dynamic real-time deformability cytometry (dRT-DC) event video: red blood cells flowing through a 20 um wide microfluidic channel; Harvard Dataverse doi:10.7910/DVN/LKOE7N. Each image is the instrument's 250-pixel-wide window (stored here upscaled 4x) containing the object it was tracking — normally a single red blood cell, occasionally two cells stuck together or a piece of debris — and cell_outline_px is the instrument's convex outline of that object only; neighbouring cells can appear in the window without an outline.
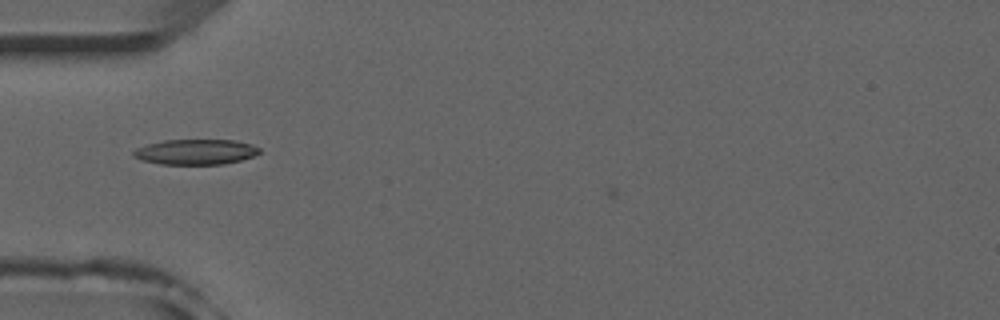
{"species": "common noctule bat (a hibernating species)", "species_latin": "Nyctalus noctula", "temperature_condition": "room temperature", "stored_images_in_passage": 43, "camera_frame_rate_fps": 3000, "um_per_image_px": 0.085, "animal": {"sex": "male", "forearm_length_mm": 52.5}, "frame": {"image": 1, "passage_image": 8, "time_ms": 2.333, "image_size_px": [1000, 320], "cell_outline_px": [[260, 152], [252, 156], [240, 160], [224, 164], [160, 164], [140, 160], [132, 156], [132, 152], [136, 148], [148, 144], [164, 140], [232, 140], [252, 144], [260, 148]], "centroid_in_image_um": [16.6, 12.91], "position_along_channel_um": 68.4, "area_um2": 18.55}}
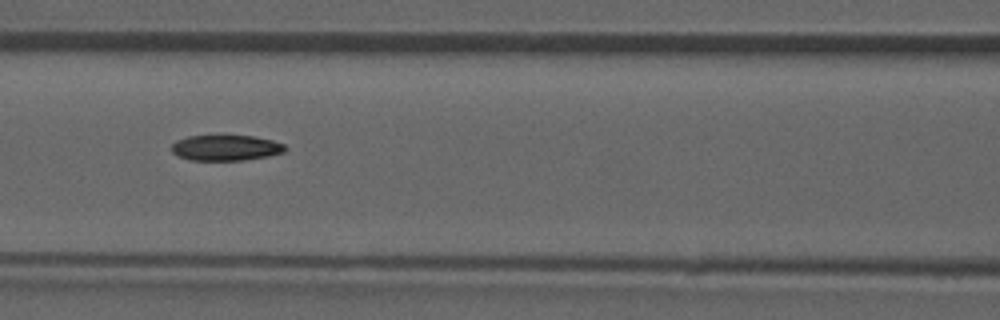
{"frame": {"image": 2, "passage_image": 14, "time_ms": 4.333, "image_size_px": [1000, 320], "cell_outline_px": [[288, 148], [284, 152], [268, 156], [244, 160], [188, 160], [176, 156], [172, 152], [172, 144], [176, 140], [188, 136], [252, 136], [272, 140], [284, 144]], "centroid_in_image_um": [19.18, 12.57], "position_along_channel_um": 147.4, "area_um2": 16.99}}
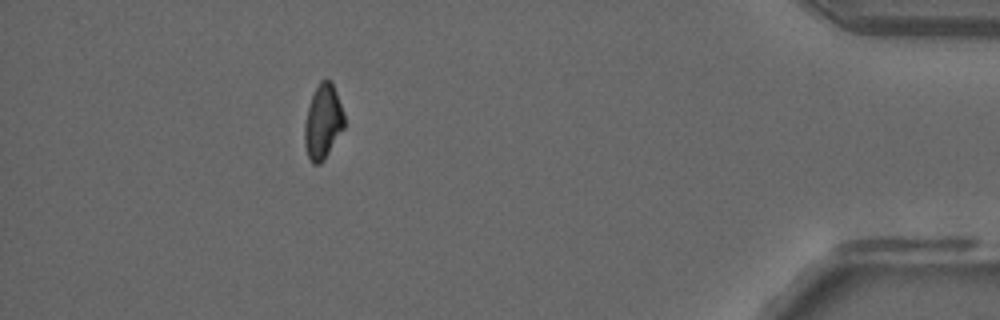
{"frame": {"image": 3, "passage_image": 38, "time_ms": 12.333, "image_size_px": [1000, 320], "cell_outline_px": [[344, 128], [324, 160], [320, 164], [312, 164], [308, 156], [304, 144], [304, 124], [308, 108], [312, 96], [320, 80], [324, 76], [332, 84], [336, 92], [344, 116]], "centroid_in_image_um": [27.44, 10.37], "position_along_channel_um": 407.8, "area_um2": 17.11}, "authors_computed_cell_mechanics": {"area_um2": 17.629, "velocity_mm_per_s": 3.9409, "shape_relaxation_time_tau1_ms": 7.4032, "shape_relaxation_time_tau2_ms": 5.4117, "deformation_change_tau1": 0.1839, "deformation_change_tau2": 0.0989}}